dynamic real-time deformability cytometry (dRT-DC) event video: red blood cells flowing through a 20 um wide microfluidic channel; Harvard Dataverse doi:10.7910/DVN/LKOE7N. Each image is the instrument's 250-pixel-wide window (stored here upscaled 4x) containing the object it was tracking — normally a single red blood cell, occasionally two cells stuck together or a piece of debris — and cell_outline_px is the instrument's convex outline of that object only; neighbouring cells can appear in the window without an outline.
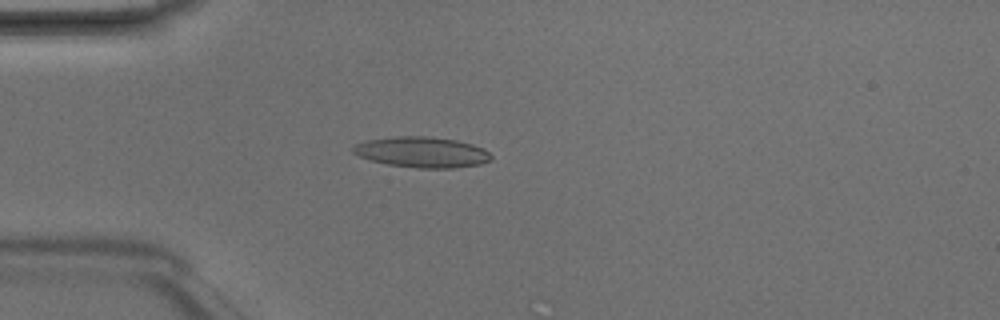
{"species": "Egyptian fruit bat (a non-hibernating species)", "species_latin": "Rousettus aegyptiacus", "temperature_condition": "room temperature", "stored_images_in_passage": 5, "camera_frame_rate_fps": 3000, "um_per_image_px": 0.085, "animal": {"sex": "male"}, "frame": {"image": 1, "passage_image": 4, "time_ms": 1.0, "image_size_px": [1000, 320], "cell_outline_px": [[492, 160], [480, 164], [452, 168], [416, 168], [388, 164], [372, 160], [360, 156], [352, 152], [352, 148], [356, 144], [364, 140], [396, 136], [428, 136], [456, 140], [472, 144], [484, 148], [492, 156]], "centroid_in_image_um": [35.88, 12.93], "position_along_channel_um": 49.1, "area_um2": 24.68}}